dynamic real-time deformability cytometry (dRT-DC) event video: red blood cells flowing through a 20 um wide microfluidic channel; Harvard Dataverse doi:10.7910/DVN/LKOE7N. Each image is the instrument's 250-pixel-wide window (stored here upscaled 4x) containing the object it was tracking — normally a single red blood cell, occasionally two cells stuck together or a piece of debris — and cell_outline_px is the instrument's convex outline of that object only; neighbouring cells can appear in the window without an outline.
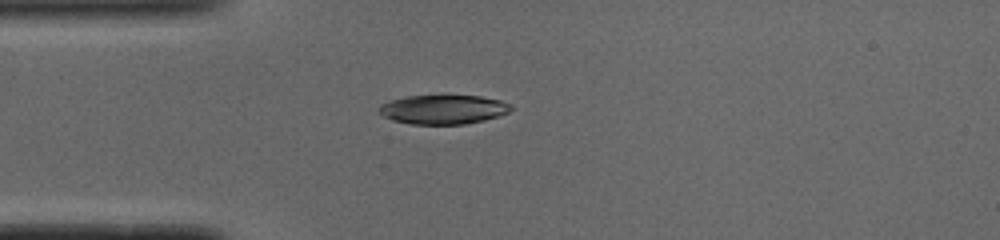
{"species": "common noctule bat (a hibernating species)", "species_latin": "Nyctalus noctula", "temperature_condition": "cold", "stored_images_in_passage": 39, "camera_frame_rate_fps": 3000, "um_per_image_px": 0.085, "animal": {"sex": "male", "body_mass_g": 19.0, "forearm_length_mm": 50.8}, "frame": {"image": 1, "passage_image": 1, "time_ms": 0.0, "image_size_px": [1000, 240], "cell_outline_px": [[512, 108], [508, 112], [484, 120], [464, 124], [412, 124], [392, 120], [384, 116], [380, 112], [380, 104], [392, 100], [408, 96], [480, 96], [500, 100], [512, 104]], "centroid_in_image_um": [37.69, 9.3], "position_along_channel_um": 47.3, "area_um2": 22.14}}
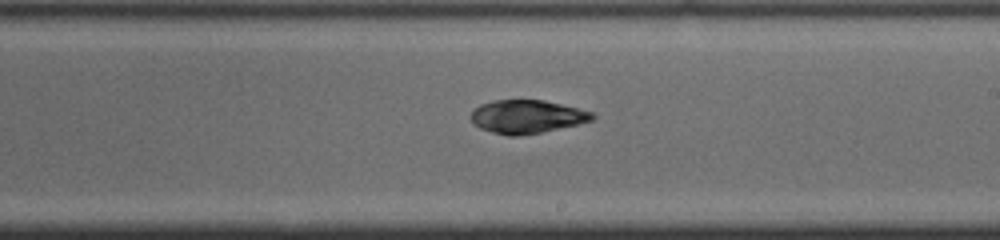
{"frame": {"image": 2, "passage_image": 17, "time_ms": 5.333, "image_size_px": [1000, 240], "cell_outline_px": [[596, 116], [592, 120], [576, 124], [540, 132], [516, 136], [508, 136], [492, 132], [480, 128], [472, 120], [472, 112], [480, 104], [492, 100], [544, 100], [592, 112]], "centroid_in_image_um": [44.77, 9.91], "position_along_channel_um": 244.2, "area_um2": 23.12}}
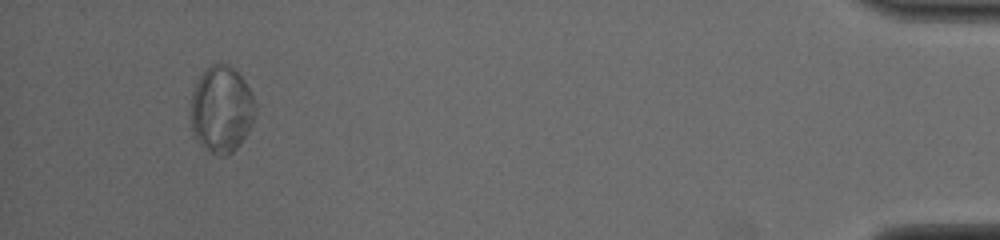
{"frame": {"image": 3, "passage_image": 36, "time_ms": 11.667, "image_size_px": [1000, 240], "cell_outline_px": [[256, 116], [248, 132], [240, 144], [228, 156], [216, 156], [200, 144], [196, 140], [192, 128], [192, 92], [200, 76], [212, 64], [220, 60], [228, 64], [244, 80], [256, 104]], "centroid_in_image_um": [18.85, 9.31], "position_along_channel_um": 416.4, "area_um2": 32.6}, "authors_computed_cell_mechanics": {"area_um2": 23.8714, "velocity_mm_per_s": 3.8889, "shape_relaxation_time_tau1_ms": 4.7657, "shape_relaxation_time_tau2_ms": 4.1496, "deformation_change_tau1": 0.1443, "deformation_change_tau2": 0.0813}}